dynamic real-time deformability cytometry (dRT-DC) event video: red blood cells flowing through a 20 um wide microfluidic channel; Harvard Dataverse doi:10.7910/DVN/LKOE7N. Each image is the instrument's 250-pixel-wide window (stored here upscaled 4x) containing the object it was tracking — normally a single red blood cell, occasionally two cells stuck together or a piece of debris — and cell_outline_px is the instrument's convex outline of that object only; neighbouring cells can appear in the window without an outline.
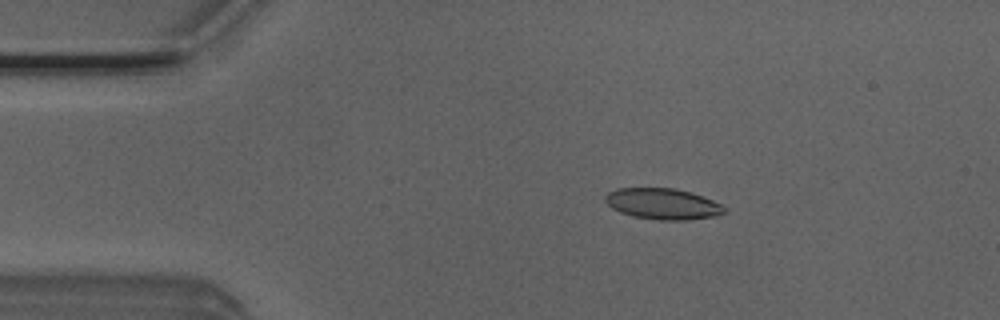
{"species": "Egyptian fruit bat (a non-hibernating species)", "species_latin": "Rousettus aegyptiacus", "temperature_condition": "room temperature", "stored_images_in_passage": 44, "camera_frame_rate_fps": 3000, "um_per_image_px": 0.085, "animal": {"sex": "male"}, "frame": {"image": 1, "passage_image": 2, "time_ms": 0.333, "image_size_px": [1000, 320], "cell_outline_px": [[724, 212], [716, 216], [684, 220], [660, 220], [632, 216], [620, 212], [612, 208], [604, 200], [604, 196], [608, 192], [616, 188], [676, 188], [712, 200], [720, 204], [724, 208]], "centroid_in_image_um": [56.27, 17.32], "position_along_channel_um": 28.7, "area_um2": 21.33}}
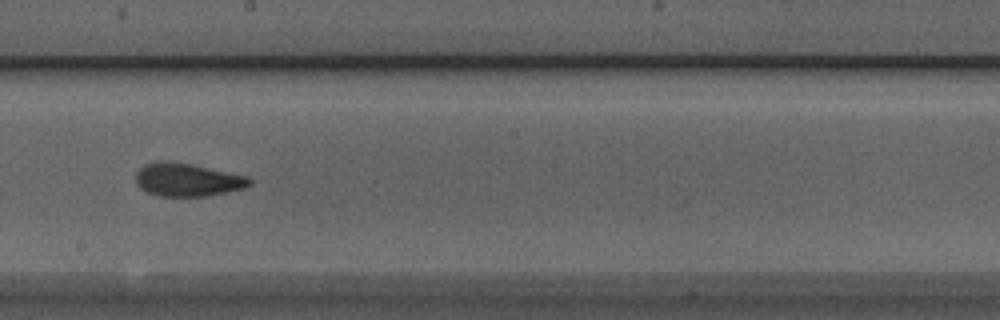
{"frame": {"image": 2, "passage_image": 21, "time_ms": 6.667, "image_size_px": [1000, 320], "cell_outline_px": [[252, 184], [244, 188], [208, 196], [160, 196], [148, 192], [140, 188], [136, 184], [136, 172], [144, 164], [156, 160], [172, 160], [192, 164], [248, 176], [252, 180]], "centroid_in_image_um": [15.91, 15.26], "position_along_channel_um": 232.3, "area_um2": 22.25}}
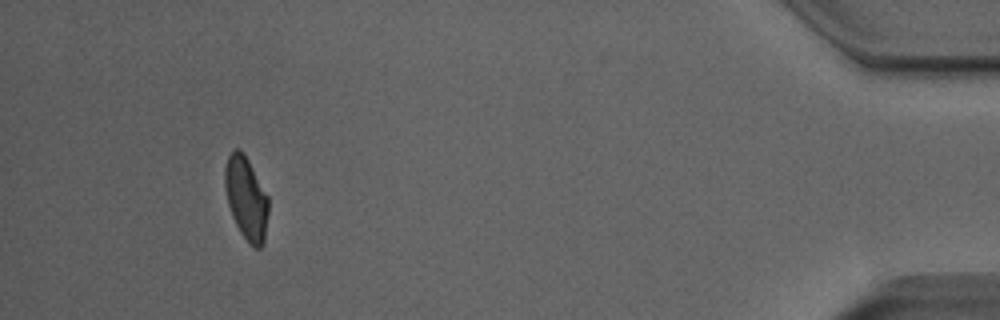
{"frame": {"image": 3, "passage_image": 40, "time_ms": 13.0, "image_size_px": [1000, 320], "cell_outline_px": [[268, 212], [264, 244], [260, 248], [252, 248], [248, 244], [240, 232], [232, 216], [228, 204], [224, 184], [224, 168], [228, 156], [236, 148], [240, 148], [244, 152], [268, 196]], "centroid_in_image_um": [20.93, 16.87], "position_along_channel_um": 414.3, "area_um2": 21.27}, "authors_computed_cell_mechanics": {"area_um2": 21.8484, "velocity_mm_per_s": 4.0239, "shape_relaxation_time_tau1_ms": 6.8581, "shape_relaxation_time_tau2_ms": 1.8245, "deformation_change_tau1": 0.1817, "deformation_change_tau2": 0.0884}}